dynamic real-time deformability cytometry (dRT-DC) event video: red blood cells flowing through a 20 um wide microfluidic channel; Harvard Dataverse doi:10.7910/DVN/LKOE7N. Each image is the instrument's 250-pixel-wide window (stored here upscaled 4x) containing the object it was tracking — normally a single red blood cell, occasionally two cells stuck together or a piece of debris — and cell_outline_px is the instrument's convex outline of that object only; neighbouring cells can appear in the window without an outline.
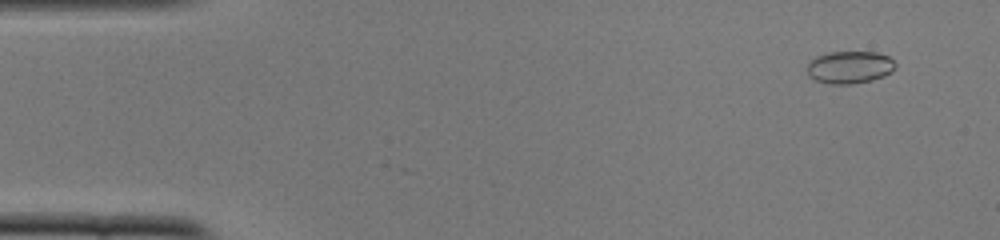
{"species": "common noctule bat (a hibernating species)", "species_latin": "Nyctalus noctula", "temperature_condition": "cold", "stored_images_in_passage": 51, "camera_frame_rate_fps": 3000, "um_per_image_px": 0.085, "animal": {"sex": "female", "body_mass_g": 22.0, "forearm_length_mm": 56.7}, "frame": {"image": 1, "passage_image": 4, "time_ms": 1.0, "image_size_px": [1000, 240], "cell_outline_px": [[896, 68], [892, 72], [884, 76], [872, 80], [852, 84], [828, 84], [812, 80], [808, 76], [808, 64], [816, 56], [828, 52], [876, 52], [888, 56], [896, 64]], "centroid_in_image_um": [72.22, 5.73], "position_along_channel_um": 12.8, "area_um2": 16.88}}
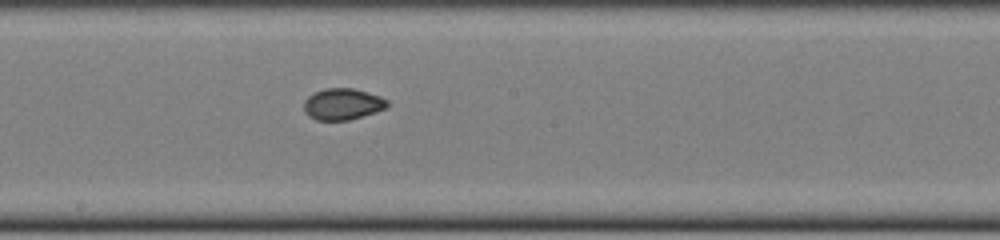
{"frame": {"image": 2, "passage_image": 28, "time_ms": 9.0, "image_size_px": [1000, 240], "cell_outline_px": [[388, 104], [384, 108], [376, 112], [348, 120], [316, 120], [308, 116], [304, 112], [304, 100], [308, 96], [324, 88], [352, 88], [368, 92], [380, 96], [388, 100]], "centroid_in_image_um": [29.1, 8.85], "position_along_channel_um": 219.1, "area_um2": 15.26}}
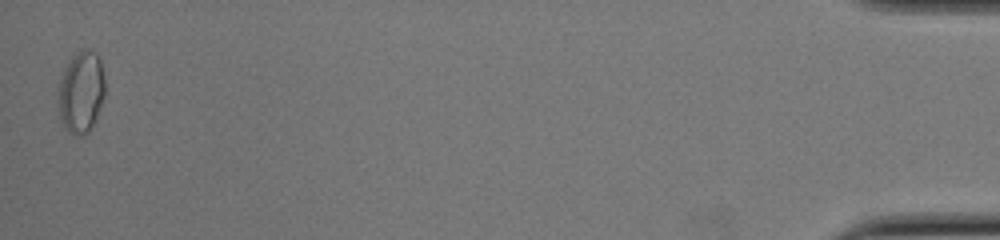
{"frame": {"image": 3, "passage_image": 51, "time_ms": 16.667, "image_size_px": [1000, 240], "cell_outline_px": [[104, 96], [96, 120], [88, 132], [84, 136], [76, 136], [68, 132], [60, 120], [56, 100], [56, 88], [60, 76], [68, 60], [80, 48], [88, 48], [96, 52], [100, 60], [104, 76]], "centroid_in_image_um": [6.85, 7.81], "position_along_channel_um": 428.4, "area_um2": 23.24}}